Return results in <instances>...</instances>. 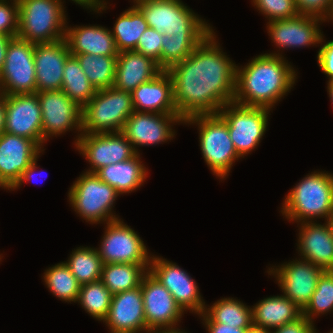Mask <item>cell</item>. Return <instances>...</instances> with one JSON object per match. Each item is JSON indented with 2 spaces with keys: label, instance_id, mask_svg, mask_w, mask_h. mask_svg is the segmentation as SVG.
Segmentation results:
<instances>
[{
  "label": "cell",
  "instance_id": "cell-1",
  "mask_svg": "<svg viewBox=\"0 0 333 333\" xmlns=\"http://www.w3.org/2000/svg\"><path fill=\"white\" fill-rule=\"evenodd\" d=\"M216 38V32H211L186 59L166 70L172 79L177 114L183 120L218 114L234 101L236 64Z\"/></svg>",
  "mask_w": 333,
  "mask_h": 333
},
{
  "label": "cell",
  "instance_id": "cell-2",
  "mask_svg": "<svg viewBox=\"0 0 333 333\" xmlns=\"http://www.w3.org/2000/svg\"><path fill=\"white\" fill-rule=\"evenodd\" d=\"M296 76V70L282 53L257 55L242 67L236 65L234 102L273 110L275 104L294 88Z\"/></svg>",
  "mask_w": 333,
  "mask_h": 333
},
{
  "label": "cell",
  "instance_id": "cell-3",
  "mask_svg": "<svg viewBox=\"0 0 333 333\" xmlns=\"http://www.w3.org/2000/svg\"><path fill=\"white\" fill-rule=\"evenodd\" d=\"M299 181L284 198L282 216L297 224L314 222L315 218L329 221L333 214V173L318 170Z\"/></svg>",
  "mask_w": 333,
  "mask_h": 333
},
{
  "label": "cell",
  "instance_id": "cell-4",
  "mask_svg": "<svg viewBox=\"0 0 333 333\" xmlns=\"http://www.w3.org/2000/svg\"><path fill=\"white\" fill-rule=\"evenodd\" d=\"M148 27L168 36H208L212 26L181 0H133Z\"/></svg>",
  "mask_w": 333,
  "mask_h": 333
},
{
  "label": "cell",
  "instance_id": "cell-5",
  "mask_svg": "<svg viewBox=\"0 0 333 333\" xmlns=\"http://www.w3.org/2000/svg\"><path fill=\"white\" fill-rule=\"evenodd\" d=\"M17 36L33 44L52 43L65 38L66 11L60 0H18Z\"/></svg>",
  "mask_w": 333,
  "mask_h": 333
},
{
  "label": "cell",
  "instance_id": "cell-6",
  "mask_svg": "<svg viewBox=\"0 0 333 333\" xmlns=\"http://www.w3.org/2000/svg\"><path fill=\"white\" fill-rule=\"evenodd\" d=\"M198 125L199 146L205 163L221 181L228 177L233 164L241 157L230 139L228 126L219 114L194 115L183 125Z\"/></svg>",
  "mask_w": 333,
  "mask_h": 333
},
{
  "label": "cell",
  "instance_id": "cell-7",
  "mask_svg": "<svg viewBox=\"0 0 333 333\" xmlns=\"http://www.w3.org/2000/svg\"><path fill=\"white\" fill-rule=\"evenodd\" d=\"M118 196L120 194L114 187L103 182L95 173L85 171L73 182L67 197L72 209L83 220L92 225H105L120 218L112 211Z\"/></svg>",
  "mask_w": 333,
  "mask_h": 333
},
{
  "label": "cell",
  "instance_id": "cell-8",
  "mask_svg": "<svg viewBox=\"0 0 333 333\" xmlns=\"http://www.w3.org/2000/svg\"><path fill=\"white\" fill-rule=\"evenodd\" d=\"M133 112L130 92L114 86L97 90L82 108V133L121 132Z\"/></svg>",
  "mask_w": 333,
  "mask_h": 333
},
{
  "label": "cell",
  "instance_id": "cell-9",
  "mask_svg": "<svg viewBox=\"0 0 333 333\" xmlns=\"http://www.w3.org/2000/svg\"><path fill=\"white\" fill-rule=\"evenodd\" d=\"M271 109L229 102L219 110L238 155L244 158L258 147L266 133Z\"/></svg>",
  "mask_w": 333,
  "mask_h": 333
},
{
  "label": "cell",
  "instance_id": "cell-10",
  "mask_svg": "<svg viewBox=\"0 0 333 333\" xmlns=\"http://www.w3.org/2000/svg\"><path fill=\"white\" fill-rule=\"evenodd\" d=\"M35 44L12 37L0 72V94H34L37 92L34 64Z\"/></svg>",
  "mask_w": 333,
  "mask_h": 333
},
{
  "label": "cell",
  "instance_id": "cell-11",
  "mask_svg": "<svg viewBox=\"0 0 333 333\" xmlns=\"http://www.w3.org/2000/svg\"><path fill=\"white\" fill-rule=\"evenodd\" d=\"M105 224L101 245L96 248L103 264H150L152 255L148 252L142 238L131 226L121 219Z\"/></svg>",
  "mask_w": 333,
  "mask_h": 333
},
{
  "label": "cell",
  "instance_id": "cell-12",
  "mask_svg": "<svg viewBox=\"0 0 333 333\" xmlns=\"http://www.w3.org/2000/svg\"><path fill=\"white\" fill-rule=\"evenodd\" d=\"M42 112V150L51 137L78 131L75 142L82 134V108L71 100L62 90L36 92Z\"/></svg>",
  "mask_w": 333,
  "mask_h": 333
},
{
  "label": "cell",
  "instance_id": "cell-13",
  "mask_svg": "<svg viewBox=\"0 0 333 333\" xmlns=\"http://www.w3.org/2000/svg\"><path fill=\"white\" fill-rule=\"evenodd\" d=\"M324 272L318 266L303 259H293L280 266L268 267L267 273L276 279L280 291L303 311L310 302L319 277Z\"/></svg>",
  "mask_w": 333,
  "mask_h": 333
},
{
  "label": "cell",
  "instance_id": "cell-14",
  "mask_svg": "<svg viewBox=\"0 0 333 333\" xmlns=\"http://www.w3.org/2000/svg\"><path fill=\"white\" fill-rule=\"evenodd\" d=\"M149 272L169 290L184 312L189 310L199 316L205 311L206 304L195 279L176 263L153 254Z\"/></svg>",
  "mask_w": 333,
  "mask_h": 333
},
{
  "label": "cell",
  "instance_id": "cell-15",
  "mask_svg": "<svg viewBox=\"0 0 333 333\" xmlns=\"http://www.w3.org/2000/svg\"><path fill=\"white\" fill-rule=\"evenodd\" d=\"M143 294L144 316L149 332L176 328L184 311L174 300L169 290L149 271L141 281Z\"/></svg>",
  "mask_w": 333,
  "mask_h": 333
},
{
  "label": "cell",
  "instance_id": "cell-16",
  "mask_svg": "<svg viewBox=\"0 0 333 333\" xmlns=\"http://www.w3.org/2000/svg\"><path fill=\"white\" fill-rule=\"evenodd\" d=\"M75 147L91 164L86 170L90 173L113 163L127 161L137 154L122 132L82 133Z\"/></svg>",
  "mask_w": 333,
  "mask_h": 333
},
{
  "label": "cell",
  "instance_id": "cell-17",
  "mask_svg": "<svg viewBox=\"0 0 333 333\" xmlns=\"http://www.w3.org/2000/svg\"><path fill=\"white\" fill-rule=\"evenodd\" d=\"M176 123L178 125L184 123L178 114L134 111L126 120L121 132L132 144L135 152L139 154V146H156L173 140L176 132L172 128L177 125Z\"/></svg>",
  "mask_w": 333,
  "mask_h": 333
},
{
  "label": "cell",
  "instance_id": "cell-18",
  "mask_svg": "<svg viewBox=\"0 0 333 333\" xmlns=\"http://www.w3.org/2000/svg\"><path fill=\"white\" fill-rule=\"evenodd\" d=\"M43 150L32 140L8 132L0 135V188L11 190Z\"/></svg>",
  "mask_w": 333,
  "mask_h": 333
},
{
  "label": "cell",
  "instance_id": "cell-19",
  "mask_svg": "<svg viewBox=\"0 0 333 333\" xmlns=\"http://www.w3.org/2000/svg\"><path fill=\"white\" fill-rule=\"evenodd\" d=\"M324 22L326 21L320 17L299 14L290 19L267 22L266 29L271 42L276 48H279L277 52H280L282 49L288 50V48L320 46L323 33L320 25Z\"/></svg>",
  "mask_w": 333,
  "mask_h": 333
},
{
  "label": "cell",
  "instance_id": "cell-20",
  "mask_svg": "<svg viewBox=\"0 0 333 333\" xmlns=\"http://www.w3.org/2000/svg\"><path fill=\"white\" fill-rule=\"evenodd\" d=\"M5 130L32 139L42 149V112L38 95H5Z\"/></svg>",
  "mask_w": 333,
  "mask_h": 333
},
{
  "label": "cell",
  "instance_id": "cell-21",
  "mask_svg": "<svg viewBox=\"0 0 333 333\" xmlns=\"http://www.w3.org/2000/svg\"><path fill=\"white\" fill-rule=\"evenodd\" d=\"M103 323L110 333H148L141 285L114 294Z\"/></svg>",
  "mask_w": 333,
  "mask_h": 333
},
{
  "label": "cell",
  "instance_id": "cell-22",
  "mask_svg": "<svg viewBox=\"0 0 333 333\" xmlns=\"http://www.w3.org/2000/svg\"><path fill=\"white\" fill-rule=\"evenodd\" d=\"M297 251L301 259L333 271V229L329 221L299 223Z\"/></svg>",
  "mask_w": 333,
  "mask_h": 333
},
{
  "label": "cell",
  "instance_id": "cell-23",
  "mask_svg": "<svg viewBox=\"0 0 333 333\" xmlns=\"http://www.w3.org/2000/svg\"><path fill=\"white\" fill-rule=\"evenodd\" d=\"M70 55L65 38L52 43L35 44L37 92L61 90L64 65Z\"/></svg>",
  "mask_w": 333,
  "mask_h": 333
},
{
  "label": "cell",
  "instance_id": "cell-24",
  "mask_svg": "<svg viewBox=\"0 0 333 333\" xmlns=\"http://www.w3.org/2000/svg\"><path fill=\"white\" fill-rule=\"evenodd\" d=\"M134 111L177 114L171 76L162 70L152 80L140 84L132 92Z\"/></svg>",
  "mask_w": 333,
  "mask_h": 333
},
{
  "label": "cell",
  "instance_id": "cell-25",
  "mask_svg": "<svg viewBox=\"0 0 333 333\" xmlns=\"http://www.w3.org/2000/svg\"><path fill=\"white\" fill-rule=\"evenodd\" d=\"M65 40L71 55L96 54L118 56L115 39L110 29L100 25L68 26Z\"/></svg>",
  "mask_w": 333,
  "mask_h": 333
},
{
  "label": "cell",
  "instance_id": "cell-26",
  "mask_svg": "<svg viewBox=\"0 0 333 333\" xmlns=\"http://www.w3.org/2000/svg\"><path fill=\"white\" fill-rule=\"evenodd\" d=\"M161 71L157 62L148 56L135 50L120 52L116 60L114 87L131 93Z\"/></svg>",
  "mask_w": 333,
  "mask_h": 333
},
{
  "label": "cell",
  "instance_id": "cell-27",
  "mask_svg": "<svg viewBox=\"0 0 333 333\" xmlns=\"http://www.w3.org/2000/svg\"><path fill=\"white\" fill-rule=\"evenodd\" d=\"M140 159L139 153L127 161L102 167L95 174L120 195L131 193L144 185L148 177V169Z\"/></svg>",
  "mask_w": 333,
  "mask_h": 333
},
{
  "label": "cell",
  "instance_id": "cell-28",
  "mask_svg": "<svg viewBox=\"0 0 333 333\" xmlns=\"http://www.w3.org/2000/svg\"><path fill=\"white\" fill-rule=\"evenodd\" d=\"M252 308V323L273 330L302 315V311L283 294L259 300Z\"/></svg>",
  "mask_w": 333,
  "mask_h": 333
},
{
  "label": "cell",
  "instance_id": "cell-29",
  "mask_svg": "<svg viewBox=\"0 0 333 333\" xmlns=\"http://www.w3.org/2000/svg\"><path fill=\"white\" fill-rule=\"evenodd\" d=\"M147 27L144 15L135 5L123 11L110 30L118 52L135 50L140 36Z\"/></svg>",
  "mask_w": 333,
  "mask_h": 333
},
{
  "label": "cell",
  "instance_id": "cell-30",
  "mask_svg": "<svg viewBox=\"0 0 333 333\" xmlns=\"http://www.w3.org/2000/svg\"><path fill=\"white\" fill-rule=\"evenodd\" d=\"M149 266L150 264H103L100 280L114 295L139 287Z\"/></svg>",
  "mask_w": 333,
  "mask_h": 333
},
{
  "label": "cell",
  "instance_id": "cell-31",
  "mask_svg": "<svg viewBox=\"0 0 333 333\" xmlns=\"http://www.w3.org/2000/svg\"><path fill=\"white\" fill-rule=\"evenodd\" d=\"M204 313L216 323L236 328H249L252 323V308L236 298L224 297L205 307Z\"/></svg>",
  "mask_w": 333,
  "mask_h": 333
},
{
  "label": "cell",
  "instance_id": "cell-32",
  "mask_svg": "<svg viewBox=\"0 0 333 333\" xmlns=\"http://www.w3.org/2000/svg\"><path fill=\"white\" fill-rule=\"evenodd\" d=\"M61 90L81 108H83L97 92L83 72L77 58L73 55H70L65 62Z\"/></svg>",
  "mask_w": 333,
  "mask_h": 333
},
{
  "label": "cell",
  "instance_id": "cell-33",
  "mask_svg": "<svg viewBox=\"0 0 333 333\" xmlns=\"http://www.w3.org/2000/svg\"><path fill=\"white\" fill-rule=\"evenodd\" d=\"M96 90L114 86L117 56L94 54L73 55Z\"/></svg>",
  "mask_w": 333,
  "mask_h": 333
},
{
  "label": "cell",
  "instance_id": "cell-34",
  "mask_svg": "<svg viewBox=\"0 0 333 333\" xmlns=\"http://www.w3.org/2000/svg\"><path fill=\"white\" fill-rule=\"evenodd\" d=\"M64 263L80 285L101 279L103 263L95 247H77L72 250L68 260Z\"/></svg>",
  "mask_w": 333,
  "mask_h": 333
},
{
  "label": "cell",
  "instance_id": "cell-35",
  "mask_svg": "<svg viewBox=\"0 0 333 333\" xmlns=\"http://www.w3.org/2000/svg\"><path fill=\"white\" fill-rule=\"evenodd\" d=\"M46 287L56 298L65 302L76 303L80 284L64 262L52 265L44 271Z\"/></svg>",
  "mask_w": 333,
  "mask_h": 333
},
{
  "label": "cell",
  "instance_id": "cell-36",
  "mask_svg": "<svg viewBox=\"0 0 333 333\" xmlns=\"http://www.w3.org/2000/svg\"><path fill=\"white\" fill-rule=\"evenodd\" d=\"M112 297L110 290L99 280L80 285L76 303L78 302L82 309L84 308L85 312L94 319L103 322L110 308Z\"/></svg>",
  "mask_w": 333,
  "mask_h": 333
},
{
  "label": "cell",
  "instance_id": "cell-37",
  "mask_svg": "<svg viewBox=\"0 0 333 333\" xmlns=\"http://www.w3.org/2000/svg\"><path fill=\"white\" fill-rule=\"evenodd\" d=\"M207 36H162L161 69L186 59Z\"/></svg>",
  "mask_w": 333,
  "mask_h": 333
},
{
  "label": "cell",
  "instance_id": "cell-38",
  "mask_svg": "<svg viewBox=\"0 0 333 333\" xmlns=\"http://www.w3.org/2000/svg\"><path fill=\"white\" fill-rule=\"evenodd\" d=\"M333 312V271H324L319 277L317 287L302 315L311 323L321 314Z\"/></svg>",
  "mask_w": 333,
  "mask_h": 333
},
{
  "label": "cell",
  "instance_id": "cell-39",
  "mask_svg": "<svg viewBox=\"0 0 333 333\" xmlns=\"http://www.w3.org/2000/svg\"><path fill=\"white\" fill-rule=\"evenodd\" d=\"M251 2L268 22L290 19L299 15L295 0H253Z\"/></svg>",
  "mask_w": 333,
  "mask_h": 333
},
{
  "label": "cell",
  "instance_id": "cell-40",
  "mask_svg": "<svg viewBox=\"0 0 333 333\" xmlns=\"http://www.w3.org/2000/svg\"><path fill=\"white\" fill-rule=\"evenodd\" d=\"M18 28H19L18 0H0V34L9 37H17Z\"/></svg>",
  "mask_w": 333,
  "mask_h": 333
},
{
  "label": "cell",
  "instance_id": "cell-41",
  "mask_svg": "<svg viewBox=\"0 0 333 333\" xmlns=\"http://www.w3.org/2000/svg\"><path fill=\"white\" fill-rule=\"evenodd\" d=\"M163 33L154 28L147 27L139 38L135 51L152 58L161 68V51H162Z\"/></svg>",
  "mask_w": 333,
  "mask_h": 333
},
{
  "label": "cell",
  "instance_id": "cell-42",
  "mask_svg": "<svg viewBox=\"0 0 333 333\" xmlns=\"http://www.w3.org/2000/svg\"><path fill=\"white\" fill-rule=\"evenodd\" d=\"M299 14L323 18L325 21L332 15L333 0H295Z\"/></svg>",
  "mask_w": 333,
  "mask_h": 333
},
{
  "label": "cell",
  "instance_id": "cell-43",
  "mask_svg": "<svg viewBox=\"0 0 333 333\" xmlns=\"http://www.w3.org/2000/svg\"><path fill=\"white\" fill-rule=\"evenodd\" d=\"M324 35L321 36V46L317 52V63L321 71L327 75L328 81L333 80V40L325 41ZM323 44V45H322Z\"/></svg>",
  "mask_w": 333,
  "mask_h": 333
},
{
  "label": "cell",
  "instance_id": "cell-44",
  "mask_svg": "<svg viewBox=\"0 0 333 333\" xmlns=\"http://www.w3.org/2000/svg\"><path fill=\"white\" fill-rule=\"evenodd\" d=\"M316 327L301 315L295 321L271 330L272 333H314Z\"/></svg>",
  "mask_w": 333,
  "mask_h": 333
},
{
  "label": "cell",
  "instance_id": "cell-45",
  "mask_svg": "<svg viewBox=\"0 0 333 333\" xmlns=\"http://www.w3.org/2000/svg\"><path fill=\"white\" fill-rule=\"evenodd\" d=\"M199 317L208 333H246L248 329L213 322L204 312Z\"/></svg>",
  "mask_w": 333,
  "mask_h": 333
},
{
  "label": "cell",
  "instance_id": "cell-46",
  "mask_svg": "<svg viewBox=\"0 0 333 333\" xmlns=\"http://www.w3.org/2000/svg\"><path fill=\"white\" fill-rule=\"evenodd\" d=\"M61 2L63 0H60ZM73 1L76 5L83 7V9H89L90 12L102 13V11L108 9L107 0H70ZM107 1V2H106ZM85 7V8H84Z\"/></svg>",
  "mask_w": 333,
  "mask_h": 333
},
{
  "label": "cell",
  "instance_id": "cell-47",
  "mask_svg": "<svg viewBox=\"0 0 333 333\" xmlns=\"http://www.w3.org/2000/svg\"><path fill=\"white\" fill-rule=\"evenodd\" d=\"M39 157H40V155L23 171L19 181L10 191H15L16 189H19L20 186H22L24 184V182L30 183V180L33 179L36 170L39 169L37 166V161H38ZM40 172H42V171H39V173H36V175L38 174L40 176L41 175Z\"/></svg>",
  "mask_w": 333,
  "mask_h": 333
},
{
  "label": "cell",
  "instance_id": "cell-48",
  "mask_svg": "<svg viewBox=\"0 0 333 333\" xmlns=\"http://www.w3.org/2000/svg\"><path fill=\"white\" fill-rule=\"evenodd\" d=\"M11 38L12 37L0 34V72L5 62L6 51Z\"/></svg>",
  "mask_w": 333,
  "mask_h": 333
},
{
  "label": "cell",
  "instance_id": "cell-49",
  "mask_svg": "<svg viewBox=\"0 0 333 333\" xmlns=\"http://www.w3.org/2000/svg\"><path fill=\"white\" fill-rule=\"evenodd\" d=\"M6 108H5V95L0 94V135L5 130Z\"/></svg>",
  "mask_w": 333,
  "mask_h": 333
},
{
  "label": "cell",
  "instance_id": "cell-50",
  "mask_svg": "<svg viewBox=\"0 0 333 333\" xmlns=\"http://www.w3.org/2000/svg\"><path fill=\"white\" fill-rule=\"evenodd\" d=\"M246 333H272L271 330L263 328V327H257L255 325H251Z\"/></svg>",
  "mask_w": 333,
  "mask_h": 333
},
{
  "label": "cell",
  "instance_id": "cell-51",
  "mask_svg": "<svg viewBox=\"0 0 333 333\" xmlns=\"http://www.w3.org/2000/svg\"><path fill=\"white\" fill-rule=\"evenodd\" d=\"M155 333H188V332H185V330H182V329H179V327H176V328L164 329L161 331H157Z\"/></svg>",
  "mask_w": 333,
  "mask_h": 333
},
{
  "label": "cell",
  "instance_id": "cell-52",
  "mask_svg": "<svg viewBox=\"0 0 333 333\" xmlns=\"http://www.w3.org/2000/svg\"><path fill=\"white\" fill-rule=\"evenodd\" d=\"M327 92L329 94L330 97V101L333 105V80L332 81H328L327 83Z\"/></svg>",
  "mask_w": 333,
  "mask_h": 333
},
{
  "label": "cell",
  "instance_id": "cell-53",
  "mask_svg": "<svg viewBox=\"0 0 333 333\" xmlns=\"http://www.w3.org/2000/svg\"><path fill=\"white\" fill-rule=\"evenodd\" d=\"M329 223L331 224V227L333 229V214L331 215V217L329 219Z\"/></svg>",
  "mask_w": 333,
  "mask_h": 333
},
{
  "label": "cell",
  "instance_id": "cell-54",
  "mask_svg": "<svg viewBox=\"0 0 333 333\" xmlns=\"http://www.w3.org/2000/svg\"><path fill=\"white\" fill-rule=\"evenodd\" d=\"M329 20L331 21V22H333V11H332V15H331V17L328 19V21L327 22H329Z\"/></svg>",
  "mask_w": 333,
  "mask_h": 333
}]
</instances>
